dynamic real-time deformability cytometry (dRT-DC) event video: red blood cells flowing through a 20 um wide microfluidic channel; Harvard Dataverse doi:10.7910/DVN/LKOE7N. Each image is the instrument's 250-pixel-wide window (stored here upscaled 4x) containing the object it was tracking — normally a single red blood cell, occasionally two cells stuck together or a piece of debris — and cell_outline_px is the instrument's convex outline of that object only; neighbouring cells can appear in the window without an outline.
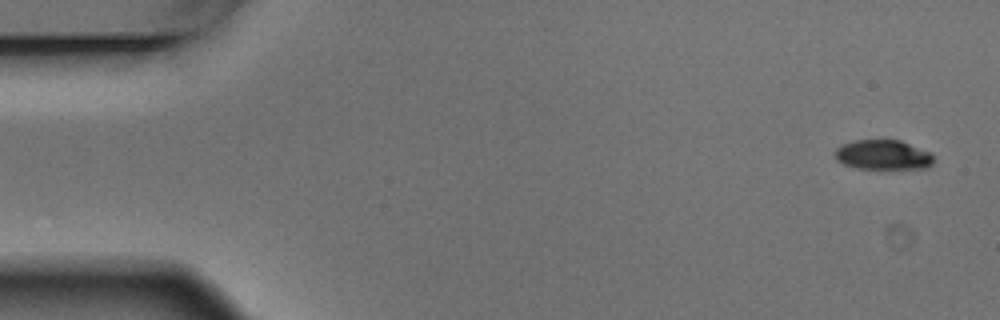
{"species": "Egyptian fruit bat (a non-hibernating species)", "species_latin": "Rousettus aegyptiacus", "temperature_condition": "warm", "stored_images_in_passage": 5, "segment_of_instrument_passage": [2, 2], "camera_frame_rate_fps": 3000, "um_per_image_px": 0.085, "animal": {"sex": "male"}, "frame": {"image": 1, "passage_image": 5, "time_ms": 1.333, "image_size_px": [1000, 320], "cell_outline_px": [[932, 164], [928, 168], [856, 168], [844, 164], [836, 160], [836, 148], [844, 144], [856, 140], [900, 140], [932, 152]], "centroid_in_image_um": [75.08, 13.16], "position_along_channel_um": 9.9, "area_um2": 16.94}}